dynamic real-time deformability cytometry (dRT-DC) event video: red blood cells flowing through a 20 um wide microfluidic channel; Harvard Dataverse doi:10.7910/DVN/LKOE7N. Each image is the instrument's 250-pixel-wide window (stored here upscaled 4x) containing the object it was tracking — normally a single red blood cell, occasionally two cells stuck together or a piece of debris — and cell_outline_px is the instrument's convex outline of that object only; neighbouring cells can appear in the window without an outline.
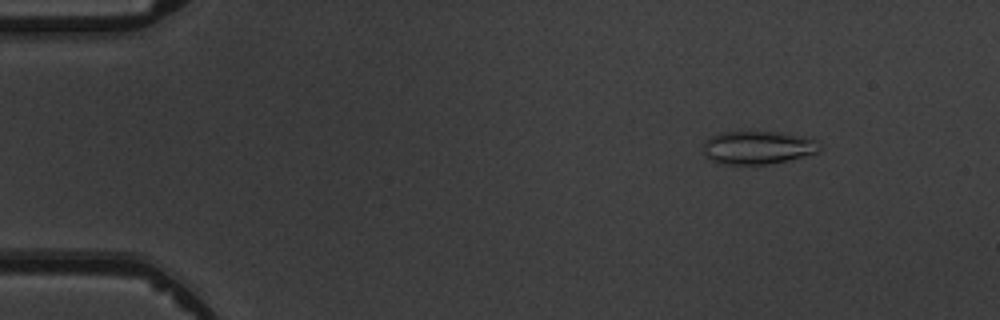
{"species": "common noctule bat (a hibernating species)", "species_latin": "Nyctalus noctula", "temperature_condition": "warm", "stored_images_in_passage": 5, "camera_frame_rate_fps": 3000, "um_per_image_px": 0.085, "animal": {"sex": "male", "body_mass_g": 19.5, "forearm_length_mm": 54.6}, "frame": {"image": 1, "passage_image": 2, "time_ms": 1.0, "image_size_px": [1000, 320], "cell_outline_px": [[820, 152], [788, 160], [764, 164], [720, 164], [712, 160], [704, 152], [704, 144], [712, 136], [720, 132], [776, 132], [796, 136], [812, 140], [820, 144]], "centroid_in_image_um": [64.4, 12.55], "position_along_channel_um": 20.6, "area_um2": 21.91}}
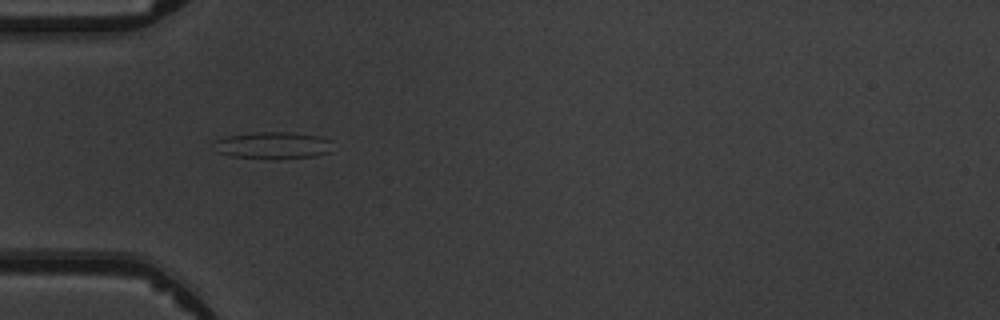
{"frame": {"image": 2, "passage_image": 4, "time_ms": 4.333, "image_size_px": [1000, 320], "cell_outline_px": [[332, 152], [316, 156], [276, 160], [268, 160], [232, 156], [216, 152], [216, 140], [228, 136], [252, 132], [288, 132], [320, 136], [328, 140]], "centroid_in_image_um": [23.21, 12.38], "position_along_channel_um": 61.8, "area_um2": 18.9}}
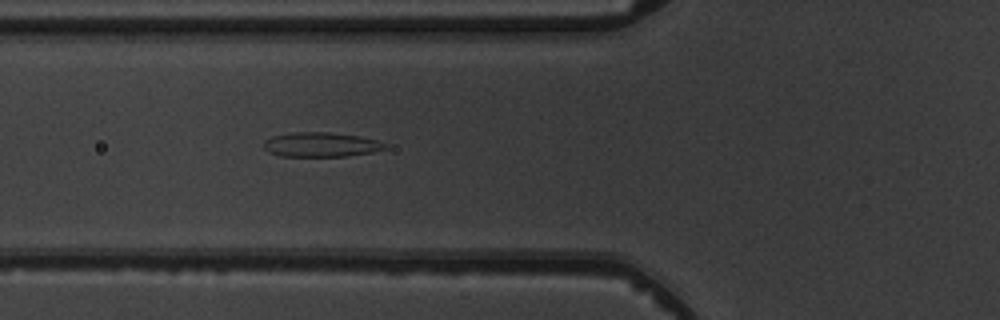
{"frame": {"image": 3, "passage_image": 5, "time_ms": 5.333, "image_size_px": [1000, 320], "cell_outline_px": [[388, 148], [372, 152], [348, 156], [280, 156], [268, 152], [264, 148], [264, 140], [272, 136], [292, 132], [328, 132], [360, 136], [376, 140], [388, 144]], "centroid_in_image_um": [27.29, 12.29], "position_along_channel_um": 98.5, "area_um2": 17.46}}